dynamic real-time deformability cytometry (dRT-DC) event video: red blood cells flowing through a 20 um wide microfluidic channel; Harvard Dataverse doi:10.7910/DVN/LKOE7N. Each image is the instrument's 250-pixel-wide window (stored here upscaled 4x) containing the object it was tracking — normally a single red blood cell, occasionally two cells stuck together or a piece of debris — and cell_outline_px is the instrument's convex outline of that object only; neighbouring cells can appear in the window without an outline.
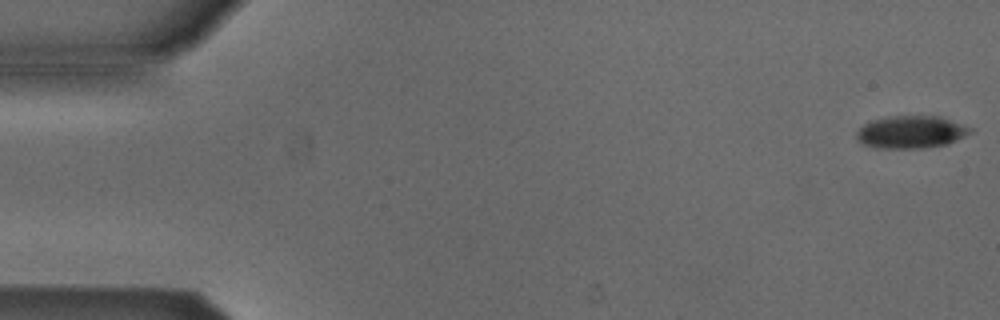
{"species": "Egyptian fruit bat (a non-hibernating species)", "species_latin": "Rousettus aegyptiacus", "temperature_condition": "cold", "stored_images_in_passage": 6, "segment_of_instrument_passage": [2, 2], "camera_frame_rate_fps": 3000, "um_per_image_px": 0.085, "animal": {"sex": "male"}, "frame": {"image": 1, "passage_image": 6, "time_ms": 1.667, "image_size_px": [1000, 320], "cell_outline_px": [[972, 132], [948, 144], [920, 148], [876, 148], [864, 144], [856, 140], [856, 132], [864, 124], [872, 120], [892, 116], [940, 116], [972, 128]], "centroid_in_image_um": [77.42, 11.22], "position_along_channel_um": 7.6, "area_um2": 21.44}}